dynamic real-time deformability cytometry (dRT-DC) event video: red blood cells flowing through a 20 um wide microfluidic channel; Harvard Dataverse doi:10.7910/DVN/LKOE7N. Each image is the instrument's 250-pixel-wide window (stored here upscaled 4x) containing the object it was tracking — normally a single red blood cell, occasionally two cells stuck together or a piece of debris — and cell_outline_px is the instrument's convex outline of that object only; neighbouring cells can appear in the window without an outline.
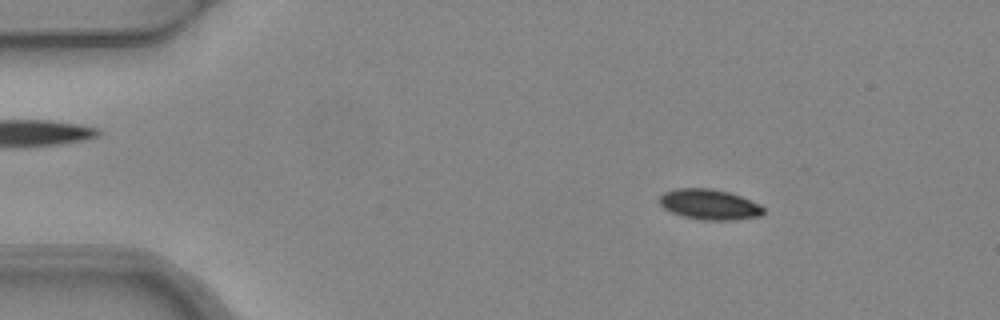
{"species": "common noctule bat (a hibernating species)", "species_latin": "Nyctalus noctula", "temperature_condition": "warm", "stored_images_in_passage": 3, "camera_frame_rate_fps": 3000, "um_per_image_px": 0.085, "animal": {"sex": "female", "body_mass_g": 24.6, "forearm_length_mm": 56.2}, "frame": {"image": 1, "passage_image": 1, "time_ms": 0.0, "image_size_px": [1000, 320], "cell_outline_px": [[764, 212], [760, 216], [732, 220], [700, 220], [684, 216], [672, 212], [664, 208], [660, 204], [660, 196], [664, 192], [676, 188], [712, 188], [728, 192], [740, 196], [760, 204], [764, 208]], "centroid_in_image_um": [60.3, 17.37], "position_along_channel_um": 24.7, "area_um2": 18.38}}